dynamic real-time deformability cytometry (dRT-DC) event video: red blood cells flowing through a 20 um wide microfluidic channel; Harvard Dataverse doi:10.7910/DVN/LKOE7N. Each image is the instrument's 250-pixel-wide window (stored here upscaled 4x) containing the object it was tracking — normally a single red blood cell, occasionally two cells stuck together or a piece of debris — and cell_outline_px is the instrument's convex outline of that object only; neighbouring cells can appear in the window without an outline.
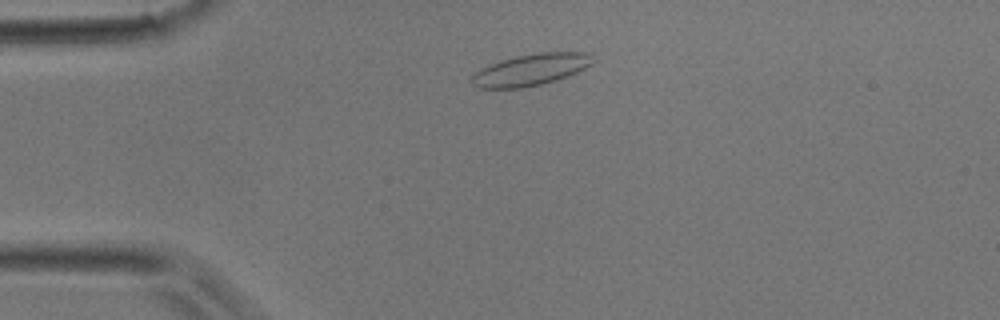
{"species": "common noctule bat (a hibernating species)", "species_latin": "Nyctalus noctula", "temperature_condition": "room temperature", "stored_images_in_passage": 39, "camera_frame_rate_fps": 3000, "um_per_image_px": 0.085, "animal": {"sex": "male", "body_mass_g": 17.9}, "frame": {"image": 1, "passage_image": 5, "time_ms": 1.333, "image_size_px": [1000, 320], "cell_outline_px": [[596, 60], [592, 64], [568, 76], [556, 80], [524, 88], [480, 88], [472, 84], [472, 76], [480, 68], [500, 60], [516, 56], [540, 52], [592, 52]], "centroid_in_image_um": [45.16, 5.91], "position_along_channel_um": 39.8, "area_um2": 22.43}}
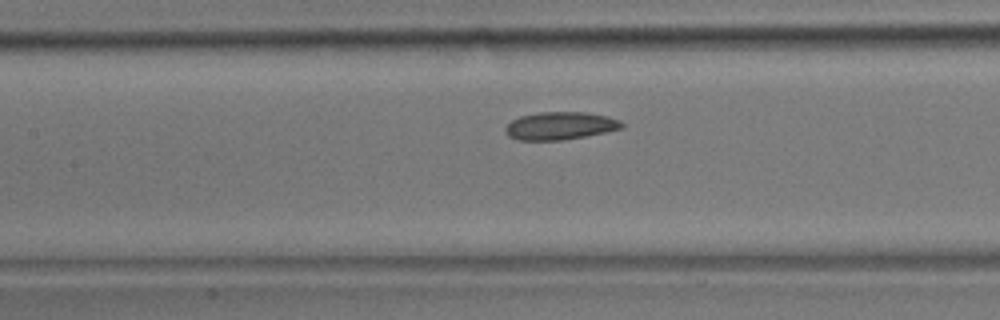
{"frame": {"image": 2, "passage_image": 15, "time_ms": 4.667, "image_size_px": [1000, 320], "cell_outline_px": [[624, 128], [584, 136], [560, 140], [516, 140], [508, 136], [504, 132], [504, 128], [512, 120], [520, 116], [540, 112], [584, 112], [608, 116], [620, 120], [624, 124]], "centroid_in_image_um": [47.59, 10.69], "position_along_channel_um": 159.8, "area_um2": 18.84}}
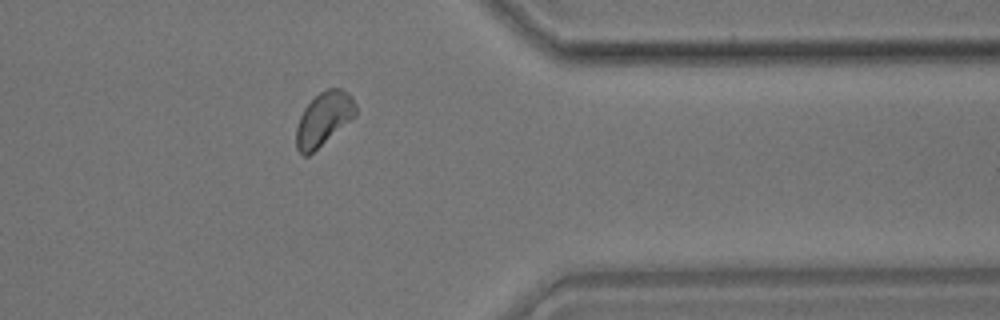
{"frame": {"image": 3, "passage_image": 31, "time_ms": 10.0, "image_size_px": [1000, 320], "cell_outline_px": [[356, 116], [308, 156], [304, 156], [296, 148], [296, 128], [300, 116], [304, 108], [320, 92], [328, 88], [340, 88], [348, 92], [352, 96], [356, 104]], "centroid_in_image_um": [27.52, 10.1], "position_along_channel_um": 383.9, "area_um2": 18.5}}